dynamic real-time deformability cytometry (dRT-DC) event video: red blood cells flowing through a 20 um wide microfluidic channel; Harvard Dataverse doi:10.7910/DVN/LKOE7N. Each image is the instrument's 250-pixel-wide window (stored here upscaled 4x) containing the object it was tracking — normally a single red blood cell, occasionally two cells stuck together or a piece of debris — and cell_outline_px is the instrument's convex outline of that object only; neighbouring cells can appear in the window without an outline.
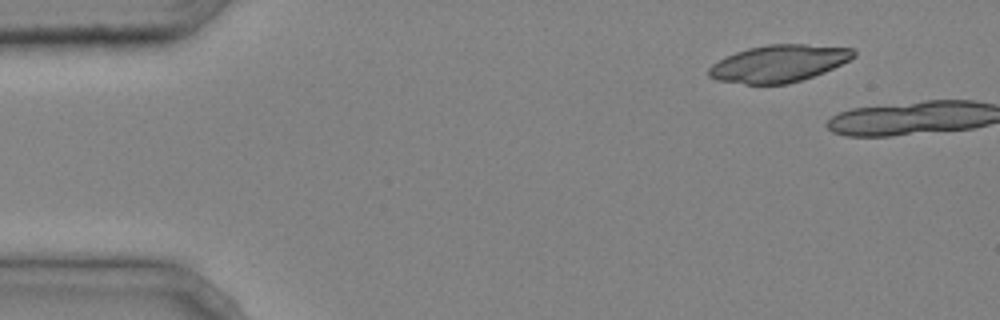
{"species": "common noctule bat (a hibernating species)", "species_latin": "Nyctalus noctula", "temperature_condition": "cold", "stored_images_in_passage": 2, "camera_frame_rate_fps": 3000, "um_per_image_px": 0.085, "animal": {"sex": "male", "body_mass_g": 20.4}, "frame": {"image": 1, "passage_image": 1, "time_ms": 0.0, "image_size_px": [1000, 320], "cell_outline_px": [[856, 56], [824, 72], [800, 80], [784, 84], [744, 84], [716, 80], [708, 76], [708, 68], [712, 64], [724, 56], [748, 48], [768, 44], [804, 44], [852, 48], [856, 52]], "centroid_in_image_um": [66.15, 5.39], "position_along_channel_um": 18.9, "area_um2": 31.21}}